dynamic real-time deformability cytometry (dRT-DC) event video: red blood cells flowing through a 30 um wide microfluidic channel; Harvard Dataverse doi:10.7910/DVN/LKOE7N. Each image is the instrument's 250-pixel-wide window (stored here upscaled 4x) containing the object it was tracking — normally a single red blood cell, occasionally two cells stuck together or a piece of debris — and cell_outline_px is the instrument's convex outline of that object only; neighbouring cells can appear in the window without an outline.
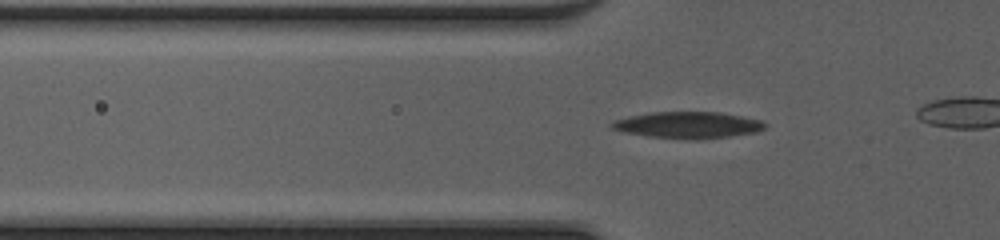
{"species": "common noctule bat (a hibernating species)", "species_latin": "Nyctalus noctula", "temperature_condition": "cold", "stored_images_in_passage": 31, "camera_frame_rate_fps": 3000, "um_per_image_px": 0.085, "animal": {"sex": "female", "body_mass_g": 20.0, "forearm_length_mm": 54.0}, "frame": {"image": 1, "passage_image": 6, "time_ms": 1.667, "image_size_px": [1000, 240], "cell_outline_px": [[768, 124], [764, 128], [756, 132], [728, 136], [648, 136], [624, 132], [608, 128], [608, 124], [612, 120], [628, 116], [652, 112], [720, 112], [760, 120]], "centroid_in_image_um": [58.39, 10.57], "position_along_channel_um": 67.4, "area_um2": 22.6}}
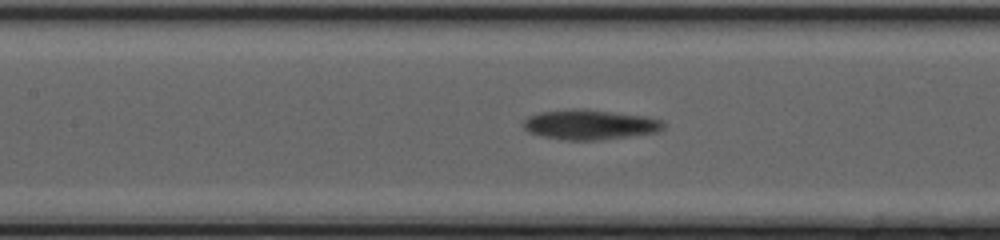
{"frame": {"image": 2, "passage_image": 13, "time_ms": 4.0, "image_size_px": [1000, 240], "cell_outline_px": [[664, 128], [656, 132], [628, 136], [596, 140], [564, 140], [544, 136], [528, 132], [524, 128], [524, 120], [528, 116], [540, 112], [572, 108], [584, 108], [644, 116], [664, 120]], "centroid_in_image_um": [50.13, 10.58], "position_along_channel_um": 157.3, "area_um2": 24.39}}
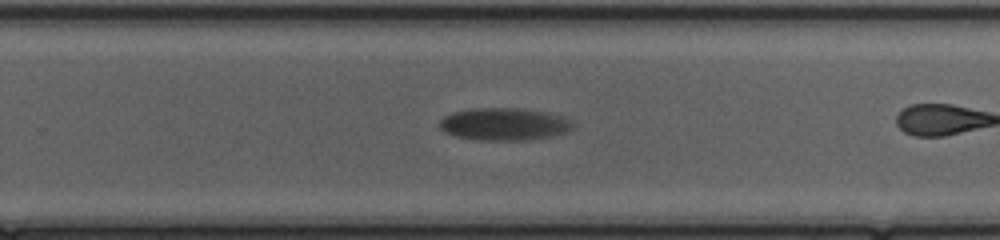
{"frame": {"image": 3, "passage_image": 23, "time_ms": 7.333, "image_size_px": [1000, 240], "cell_outline_px": [[576, 124], [572, 128], [564, 132], [548, 136], [528, 140], [476, 140], [456, 136], [444, 132], [440, 128], [440, 120], [444, 116], [452, 112], [468, 108], [520, 108], [544, 112], [564, 116], [572, 120]], "centroid_in_image_um": [42.84, 10.54], "position_along_channel_um": 287.0, "area_um2": 25.32}}